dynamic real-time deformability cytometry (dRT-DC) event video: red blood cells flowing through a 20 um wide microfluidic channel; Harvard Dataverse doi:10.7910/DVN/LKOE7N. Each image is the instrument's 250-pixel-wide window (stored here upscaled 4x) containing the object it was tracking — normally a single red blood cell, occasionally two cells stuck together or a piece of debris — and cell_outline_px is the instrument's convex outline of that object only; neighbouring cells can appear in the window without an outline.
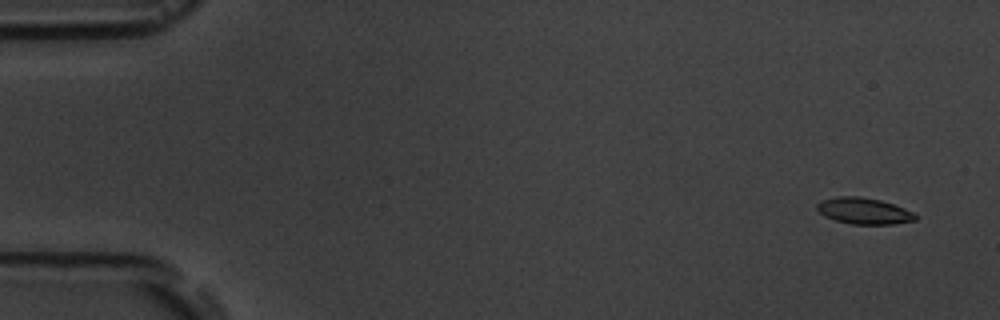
{"species": "common noctule bat (a hibernating species)", "species_latin": "Nyctalus noctula", "temperature_condition": "room temperature", "stored_images_in_passage": 4, "camera_frame_rate_fps": 3000, "um_per_image_px": 0.085, "animal": {"sex": "male", "body_mass_g": 19.5, "forearm_length_mm": 54.6}, "frame": {"image": 1, "passage_image": 1, "time_ms": 0.0, "image_size_px": [1000, 320], "cell_outline_px": [[916, 220], [892, 224], [852, 224], [836, 220], [824, 216], [816, 208], [816, 204], [824, 200], [840, 196], [860, 196], [880, 200], [904, 208], [912, 212], [916, 216]], "centroid_in_image_um": [73.42, 17.93], "position_along_channel_um": 11.6, "area_um2": 14.85}}
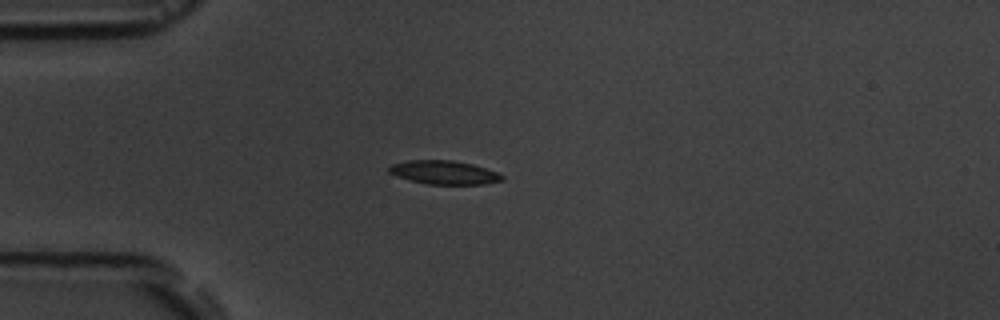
{"frame": {"image": 2, "passage_image": 4, "time_ms": 4.0, "image_size_px": [1000, 320], "cell_outline_px": [[504, 180], [484, 184], [428, 184], [396, 176], [388, 172], [388, 168], [392, 164], [408, 160], [452, 160], [472, 164], [496, 172], [504, 176]], "centroid_in_image_um": [37.74, 14.65], "position_along_channel_um": 47.3, "area_um2": 15.43}}